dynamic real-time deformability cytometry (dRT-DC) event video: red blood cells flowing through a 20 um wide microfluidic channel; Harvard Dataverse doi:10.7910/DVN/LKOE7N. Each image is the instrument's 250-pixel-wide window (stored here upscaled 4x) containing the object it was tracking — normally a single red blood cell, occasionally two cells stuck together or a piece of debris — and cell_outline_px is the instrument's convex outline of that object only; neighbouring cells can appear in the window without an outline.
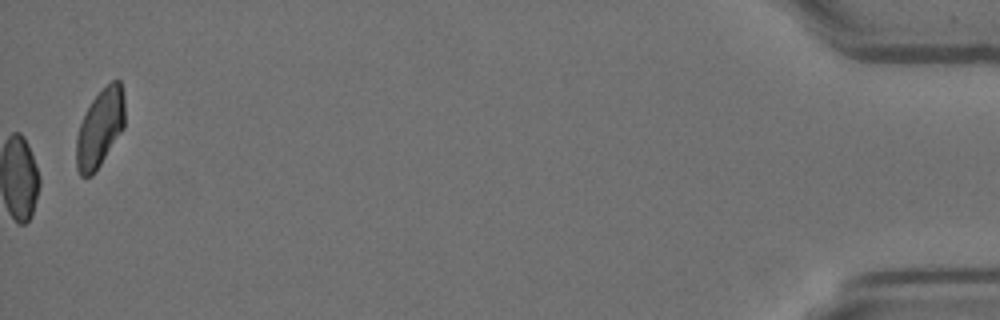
{"species": "Egyptian fruit bat (a non-hibernating species)", "species_latin": "Rousettus aegyptiacus", "temperature_condition": "room temperature", "stored_images_in_passage": 56, "camera_frame_rate_fps": 3000, "um_per_image_px": 0.085, "animal": {"sex": "female"}, "frame": {"image": 1, "passage_image": 56, "time_ms": 18.333, "image_size_px": [1000, 320], "cell_outline_px": [[124, 128], [92, 176], [80, 176], [76, 168], [76, 136], [80, 124], [92, 100], [112, 80], [120, 80], [124, 96]], "centroid_in_image_um": [8.49, 10.91], "position_along_channel_um": 426.7, "area_um2": 21.73}, "authors_computed_cell_mechanics": {"area_um2": 19.9121, "velocity_mm_per_s": 3.5844, "shape_relaxation_time_tau1_ms": null, "shape_relaxation_time_tau2_ms": 5.8152, "deformation_change_tau1": null, "deformation_change_tau2": 0.0541}}